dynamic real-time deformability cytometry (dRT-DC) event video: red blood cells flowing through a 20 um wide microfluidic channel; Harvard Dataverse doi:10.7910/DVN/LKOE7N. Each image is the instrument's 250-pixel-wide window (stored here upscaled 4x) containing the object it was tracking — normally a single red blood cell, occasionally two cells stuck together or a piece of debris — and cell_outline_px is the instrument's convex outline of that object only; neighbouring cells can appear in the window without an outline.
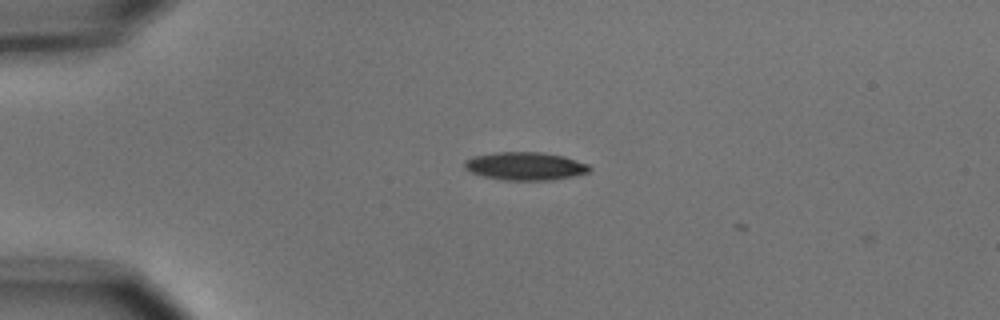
{"species": "common noctule bat (a hibernating species)", "species_latin": "Nyctalus noctula", "temperature_condition": "cold", "stored_images_in_passage": 2, "camera_frame_rate_fps": 3000, "um_per_image_px": 0.085, "animal": {"sex": "male", "body_mass_g": 15.6}, "frame": {"image": 1, "passage_image": 1, "time_ms": 0.0, "image_size_px": [1000, 320], "cell_outline_px": [[592, 168], [588, 172], [572, 176], [552, 180], [504, 180], [480, 176], [468, 172], [464, 168], [464, 160], [472, 156], [496, 152], [544, 152], [564, 156], [588, 164]], "centroid_in_image_um": [44.59, 14.12], "position_along_channel_um": 40.4, "area_um2": 20.69}}